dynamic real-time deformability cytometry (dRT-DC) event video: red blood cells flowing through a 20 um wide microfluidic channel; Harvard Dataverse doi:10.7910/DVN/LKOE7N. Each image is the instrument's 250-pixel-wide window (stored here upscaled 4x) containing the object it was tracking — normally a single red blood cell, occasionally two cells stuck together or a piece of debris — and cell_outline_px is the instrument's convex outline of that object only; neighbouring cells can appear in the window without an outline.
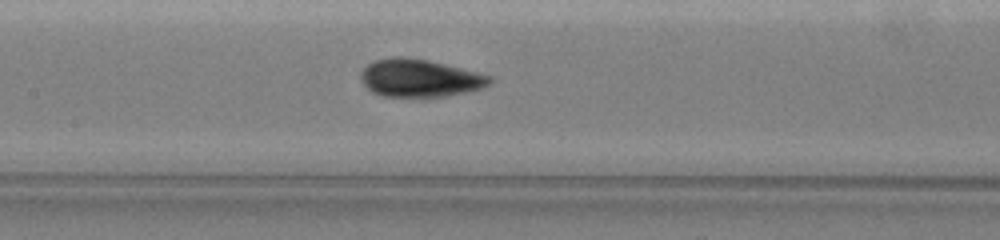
{"species": "common noctule bat (a hibernating species)", "species_latin": "Nyctalus noctula", "temperature_condition": "warm", "stored_images_in_passage": 51, "camera_frame_rate_fps": 3000, "um_per_image_px": 0.085, "animal": {"sex": "female", "body_mass_g": 19.5, "forearm_length_mm": 54.1}, "frame": {"image": 1, "passage_image": 25, "time_ms": 8.0, "image_size_px": [1000, 240], "cell_outline_px": [[492, 80], [484, 88], [444, 96], [380, 96], [372, 92], [360, 80], [360, 72], [368, 64], [376, 60], [392, 56], [400, 56], [428, 60], [492, 76]], "centroid_in_image_um": [35.64, 6.63], "position_along_channel_um": 171.8, "area_um2": 28.09}}
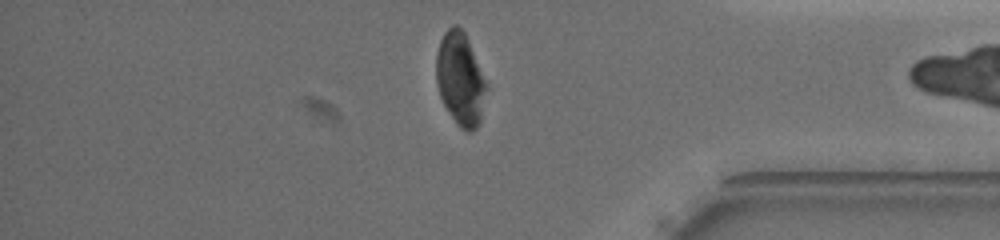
{"frame": {"image": 2, "passage_image": 47, "time_ms": 15.333, "image_size_px": [1000, 240], "cell_outline_px": [[488, 88], [480, 120], [476, 128], [472, 132], [464, 132], [456, 124], [444, 104], [440, 96], [436, 80], [436, 52], [440, 40], [444, 32], [452, 24], [456, 24], [464, 32], [468, 40], [488, 84]], "centroid_in_image_um": [39.13, 6.73], "position_along_channel_um": 396.1, "area_um2": 27.4}, "authors_computed_cell_mechanics": {"area_um2": 28.8422, "velocity_mm_per_s": 3.2767, "shape_relaxation_time_tau1_ms": 5.2633, "shape_relaxation_time_tau2_ms": null, "deformation_change_tau1": 0.1132, "deformation_change_tau2": null}}